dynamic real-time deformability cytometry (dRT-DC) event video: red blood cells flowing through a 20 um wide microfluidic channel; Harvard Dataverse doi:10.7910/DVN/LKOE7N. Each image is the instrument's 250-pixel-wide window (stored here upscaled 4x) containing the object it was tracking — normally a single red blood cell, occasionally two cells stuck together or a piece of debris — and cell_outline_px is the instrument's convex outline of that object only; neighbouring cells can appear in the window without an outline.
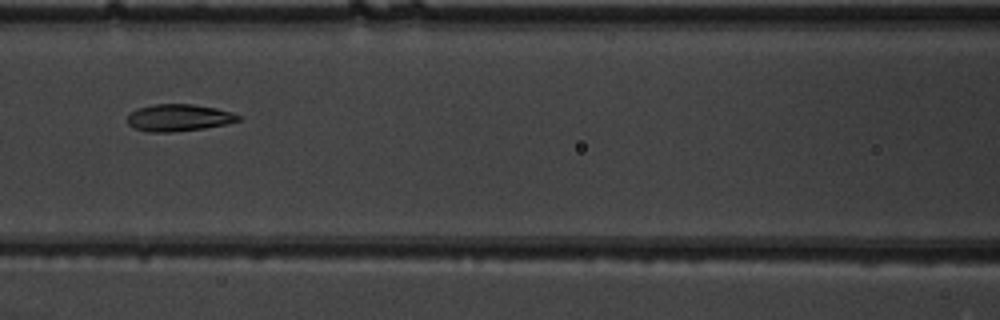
{"species": "common noctule bat (a hibernating species)", "species_latin": "Nyctalus noctula", "temperature_condition": "warm", "stored_images_in_passage": 6, "camera_frame_rate_fps": 3000, "um_per_image_px": 0.085, "animal": {"sex": "male", "body_mass_g": 19.5, "forearm_length_mm": 54.6}, "frame": {"image": 1, "passage_image": 6, "time_ms": 1.667, "image_size_px": [1000, 320], "cell_outline_px": [[240, 120], [228, 124], [204, 128], [172, 132], [148, 132], [132, 128], [128, 124], [128, 116], [136, 108], [156, 104], [192, 104], [216, 108], [232, 112], [240, 116]], "centroid_in_image_um": [15.19, 10.01], "position_along_channel_um": 151.4, "area_um2": 17.51}}